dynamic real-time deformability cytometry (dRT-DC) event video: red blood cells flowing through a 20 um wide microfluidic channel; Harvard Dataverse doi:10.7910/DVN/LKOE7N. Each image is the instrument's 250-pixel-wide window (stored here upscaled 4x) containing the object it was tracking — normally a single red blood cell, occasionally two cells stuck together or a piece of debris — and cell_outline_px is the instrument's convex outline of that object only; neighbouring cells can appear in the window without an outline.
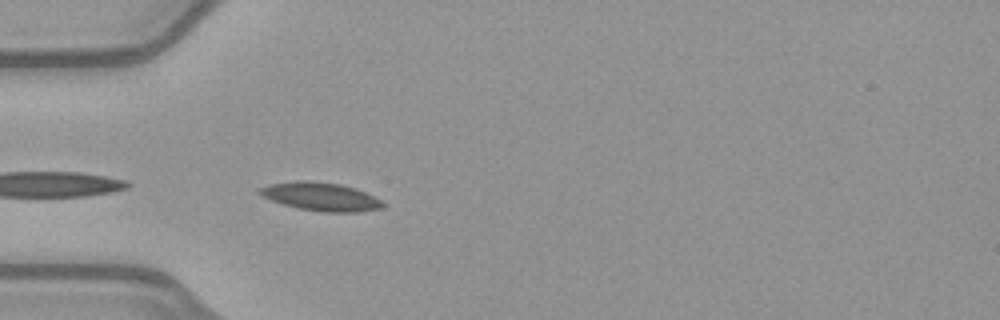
{"species": "common noctule bat (a hibernating species)", "species_latin": "Nyctalus noctula", "temperature_condition": "warm", "stored_images_in_passage": 17, "camera_frame_rate_fps": 3000, "um_per_image_px": 0.085, "animal": {"sex": "female", "body_mass_g": 21.9}, "frame": {"image": 1, "passage_image": 1, "time_ms": 0.0, "image_size_px": [1000, 320], "cell_outline_px": [[388, 204], [384, 208], [356, 212], [320, 212], [300, 208], [284, 204], [272, 200], [256, 192], [260, 188], [268, 184], [296, 180], [308, 180], [340, 184], [356, 188]], "centroid_in_image_um": [27.29, 16.71], "position_along_channel_um": 57.7, "area_um2": 20.35}}
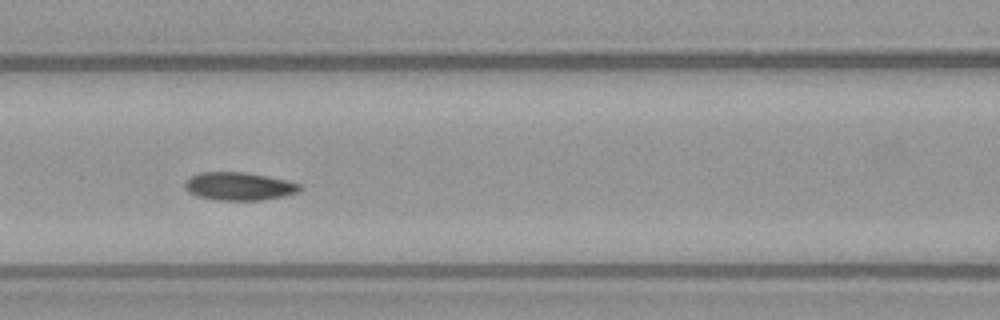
{"frame": {"image": 2, "passage_image": 8, "time_ms": 2.333, "image_size_px": [1000, 320], "cell_outline_px": [[300, 192], [284, 196], [260, 200], [216, 200], [196, 196], [188, 192], [184, 184], [192, 176], [200, 172], [244, 172], [284, 180], [300, 184]], "centroid_in_image_um": [20.3, 15.84], "position_along_channel_um": 146.3, "area_um2": 18.55}}